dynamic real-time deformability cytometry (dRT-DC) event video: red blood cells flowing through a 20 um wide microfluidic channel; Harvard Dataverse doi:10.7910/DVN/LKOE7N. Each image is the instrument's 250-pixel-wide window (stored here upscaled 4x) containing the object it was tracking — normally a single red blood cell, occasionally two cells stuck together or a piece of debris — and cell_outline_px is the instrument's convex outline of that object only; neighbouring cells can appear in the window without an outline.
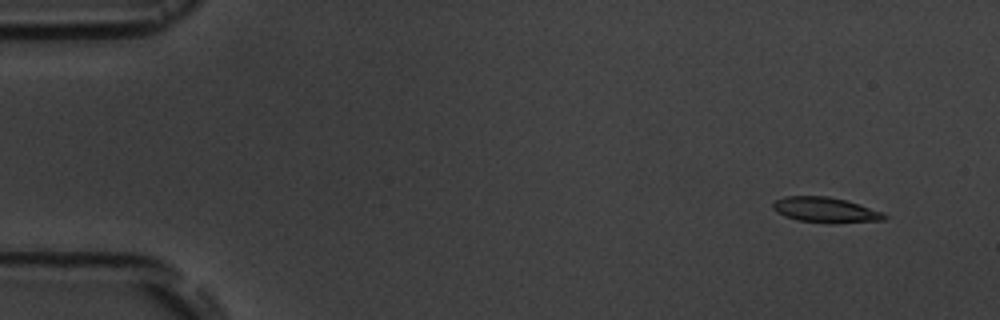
{"species": "common noctule bat (a hibernating species)", "species_latin": "Nyctalus noctula", "temperature_condition": "room temperature", "stored_images_in_passage": 10, "camera_frame_rate_fps": 3000, "um_per_image_px": 0.085, "animal": {"sex": "male", "body_mass_g": 19.5, "forearm_length_mm": 54.6}, "frame": {"image": 1, "passage_image": 1, "time_ms": 0.0, "image_size_px": [1000, 320], "cell_outline_px": [[888, 216], [884, 220], [836, 224], [828, 224], [796, 220], [784, 216], [776, 212], [772, 208], [772, 204], [776, 200], [784, 196], [828, 196], [844, 200], [884, 212]], "centroid_in_image_um": [70.15, 17.87], "position_along_channel_um": 14.8, "area_um2": 16.7}}
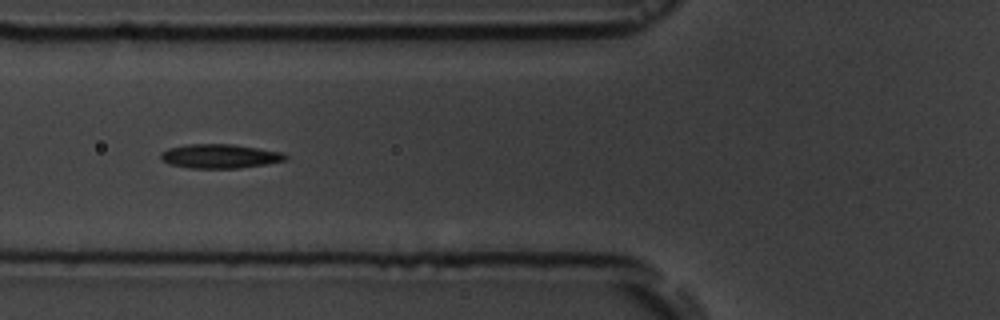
{"frame": {"image": 2, "passage_image": 6, "time_ms": 5.667, "image_size_px": [1000, 320], "cell_outline_px": [[288, 156], [284, 160], [264, 164], [240, 168], [188, 168], [168, 164], [160, 160], [160, 152], [168, 148], [188, 144], [232, 144], [280, 152]], "centroid_in_image_um": [18.59, 13.28], "position_along_channel_um": 107.2, "area_um2": 17.46}}
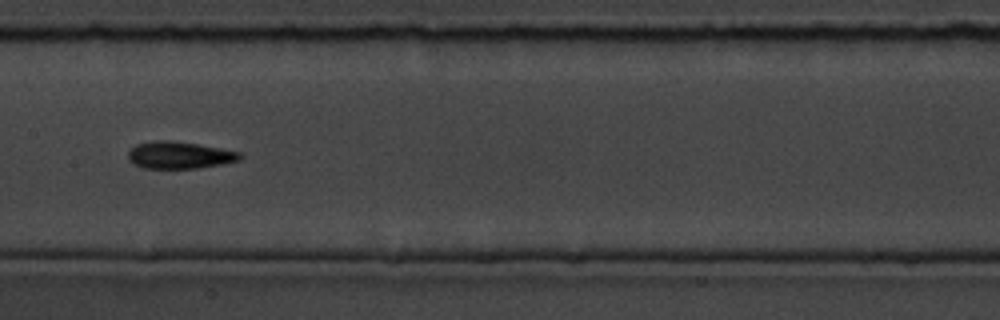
{"frame": {"image": 3, "passage_image": 8, "time_ms": 8.0, "image_size_px": [1000, 320], "cell_outline_px": [[244, 156], [240, 160], [220, 164], [196, 168], [144, 168], [132, 164], [128, 160], [128, 152], [136, 144], [160, 140], [168, 140], [196, 144], [220, 148], [240, 152]], "centroid_in_image_um": [15.24, 13.19], "position_along_channel_um": 192.2, "area_um2": 17.51}}